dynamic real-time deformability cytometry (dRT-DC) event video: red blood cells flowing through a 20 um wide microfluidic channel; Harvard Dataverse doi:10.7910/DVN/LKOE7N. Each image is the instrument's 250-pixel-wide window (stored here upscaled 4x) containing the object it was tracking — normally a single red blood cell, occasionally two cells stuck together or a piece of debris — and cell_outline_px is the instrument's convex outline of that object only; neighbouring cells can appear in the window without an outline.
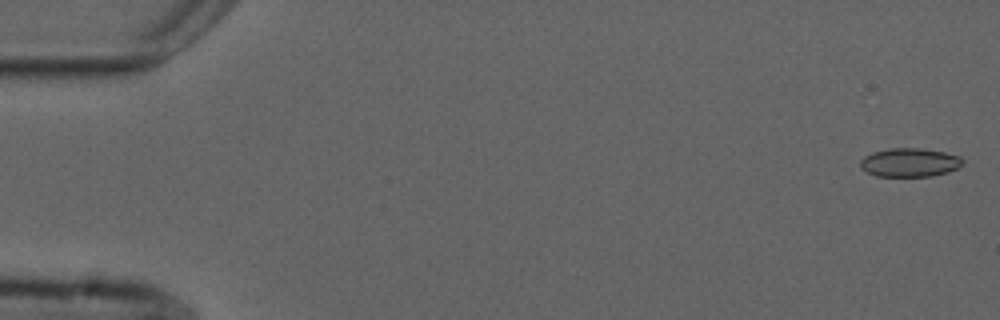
{"species": "common noctule bat (a hibernating species)", "species_latin": "Nyctalus noctula", "temperature_condition": "cold", "stored_images_in_passage": 14, "camera_frame_rate_fps": 3000, "um_per_image_px": 0.085, "animal": {"sex": "male", "forearm_length_mm": 52.5}, "frame": {"image": 1, "passage_image": 1, "time_ms": 0.0, "image_size_px": [1000, 320], "cell_outline_px": [[964, 160], [956, 168], [948, 172], [932, 176], [876, 176], [860, 168], [860, 160], [864, 156], [872, 152], [892, 148], [916, 148], [944, 152], [960, 156]], "centroid_in_image_um": [77.29, 13.81], "position_along_channel_um": 7.7, "area_um2": 16.99}}
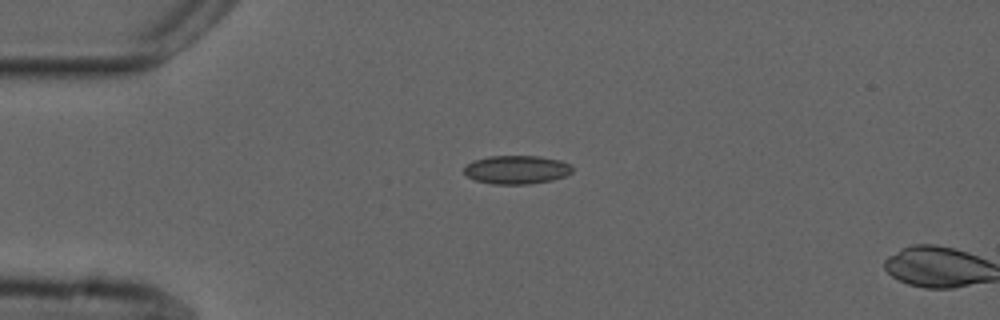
{"frame": {"image": 2, "passage_image": 13, "time_ms": 4.0, "image_size_px": [1000, 320], "cell_outline_px": [[572, 172], [564, 176], [552, 180], [528, 184], [492, 184], [476, 180], [468, 176], [464, 172], [464, 168], [472, 160], [488, 156], [540, 156], [560, 160], [572, 164]], "centroid_in_image_um": [43.93, 14.41], "position_along_channel_um": 41.1, "area_um2": 18.03}}